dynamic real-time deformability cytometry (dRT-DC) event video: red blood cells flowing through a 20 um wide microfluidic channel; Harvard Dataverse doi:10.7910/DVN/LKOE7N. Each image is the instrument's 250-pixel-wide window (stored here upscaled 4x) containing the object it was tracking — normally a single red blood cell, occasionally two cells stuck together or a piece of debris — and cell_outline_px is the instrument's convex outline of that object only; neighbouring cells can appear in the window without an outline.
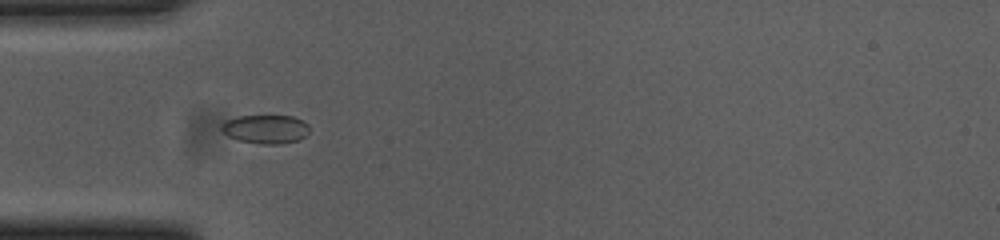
{"species": "common noctule bat (a hibernating species)", "species_latin": "Nyctalus noctula", "temperature_condition": "cold", "stored_images_in_passage": 12, "camera_frame_rate_fps": 3000, "um_per_image_px": 0.085, "animal": {"sex": "female", "body_mass_g": 23.0, "forearm_length_mm": 53.4}, "frame": {"image": 1, "passage_image": 6, "time_ms": 1.667, "image_size_px": [1000, 240], "cell_outline_px": [[308, 132], [304, 136], [296, 140], [280, 144], [260, 144], [240, 140], [228, 136], [220, 128], [220, 124], [236, 116], [292, 116], [308, 124]], "centroid_in_image_um": [22.55, 10.97], "position_along_channel_um": 62.5, "area_um2": 14.51}}